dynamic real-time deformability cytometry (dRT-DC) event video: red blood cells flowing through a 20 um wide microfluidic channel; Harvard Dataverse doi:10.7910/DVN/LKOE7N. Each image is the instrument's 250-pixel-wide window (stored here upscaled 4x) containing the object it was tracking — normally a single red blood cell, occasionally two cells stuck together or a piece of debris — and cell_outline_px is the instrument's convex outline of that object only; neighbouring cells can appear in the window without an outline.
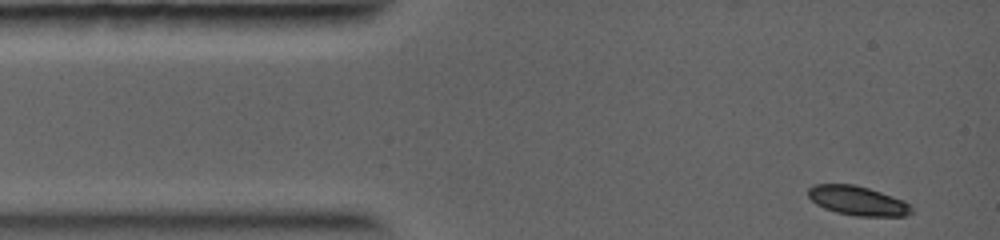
{"species": "common noctule bat (a hibernating species)", "species_latin": "Nyctalus noctula", "temperature_condition": "warm", "stored_images_in_passage": 59, "camera_frame_rate_fps": 5000, "um_per_image_px": 0.085, "animal": {"sex": "female", "body_mass_g": 19.0, "forearm_length_mm": 56.7}, "frame": {"image": 1, "passage_image": 1, "time_ms": 0.0, "image_size_px": [1000, 240], "cell_outline_px": [[912, 212], [904, 216], [856, 216], [836, 212], [824, 208], [816, 204], [808, 196], [808, 188], [816, 184], [852, 184], [868, 188], [904, 200], [912, 208]], "centroid_in_image_um": [72.88, 17.06], "position_along_channel_um": 12.1, "area_um2": 17.51}}
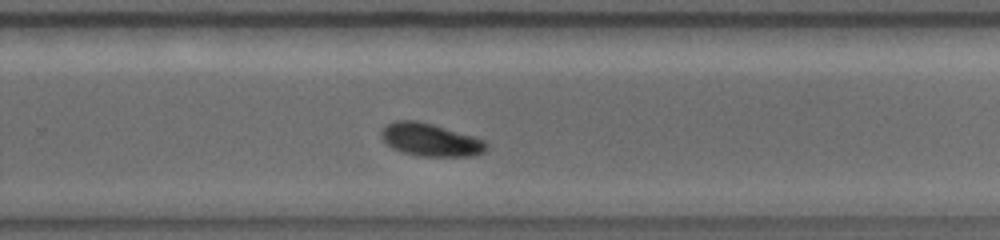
{"frame": {"image": 2, "passage_image": 46, "time_ms": 7.2, "image_size_px": [1000, 240], "cell_outline_px": [[488, 148], [484, 152], [476, 156], [416, 156], [392, 148], [380, 136], [380, 132], [388, 124], [396, 120], [416, 120], [432, 124], [476, 136], [484, 140], [488, 144]], "centroid_in_image_um": [36.64, 11.89], "position_along_channel_um": 293.2, "area_um2": 20.23}}
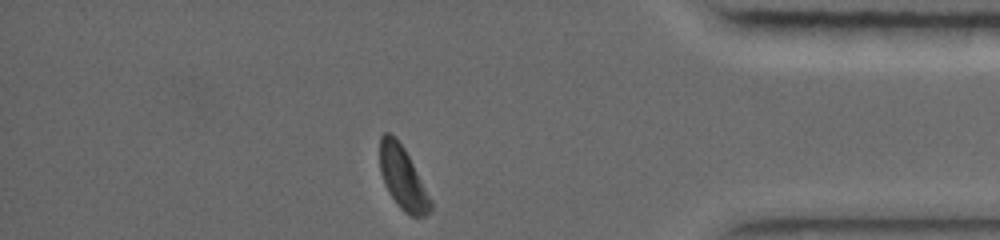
{"frame": {"image": 3, "passage_image": 59, "time_ms": 10.0, "image_size_px": [1000, 240], "cell_outline_px": [[432, 208], [424, 216], [412, 216], [404, 212], [396, 204], [384, 184], [380, 172], [380, 136], [384, 132], [388, 132], [396, 136], [404, 148], [432, 200]], "centroid_in_image_um": [34.21, 15.11], "position_along_channel_um": 401.0, "area_um2": 18.5}}